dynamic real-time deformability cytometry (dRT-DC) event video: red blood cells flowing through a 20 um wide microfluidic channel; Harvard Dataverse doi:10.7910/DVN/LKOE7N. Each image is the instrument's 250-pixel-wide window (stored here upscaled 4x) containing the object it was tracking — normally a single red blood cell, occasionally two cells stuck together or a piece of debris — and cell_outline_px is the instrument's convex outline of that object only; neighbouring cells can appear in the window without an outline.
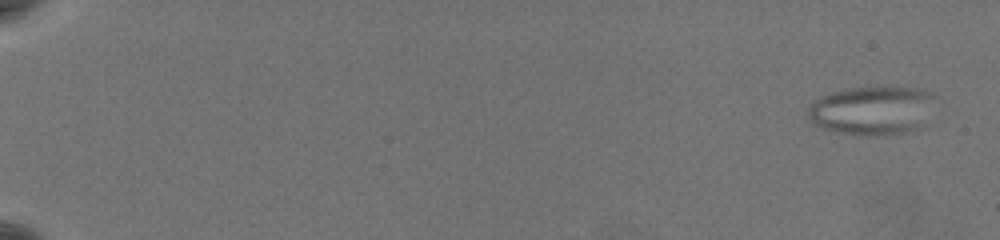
{"species": "common noctule bat (a hibernating species)", "species_latin": "Nyctalus noctula", "temperature_condition": "warm", "stored_images_in_passage": 62, "camera_frame_rate_fps": 3000, "um_per_image_px": 0.085, "animal": {"sex": "female", "body_mass_g": 19.5, "forearm_length_mm": 54.1}, "frame": {"image": 1, "passage_image": 3, "time_ms": 0.667, "image_size_px": [1000, 240], "cell_outline_px": [[932, 96], [916, 128], [904, 132], [868, 136], [836, 132], [820, 128], [812, 124], [808, 116], [808, 108], [820, 96], [832, 92], [852, 88], [924, 88], [932, 92]], "centroid_in_image_um": [73.97, 9.39], "position_along_channel_um": 11.0, "area_um2": 34.85}}
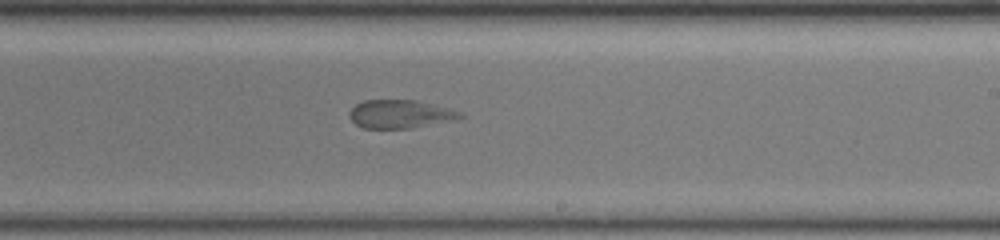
{"frame": {"image": 2, "passage_image": 41, "time_ms": 13.333, "image_size_px": [1000, 240], "cell_outline_px": [[464, 116], [448, 120], [412, 128], [364, 128], [356, 124], [348, 116], [348, 112], [356, 104], [364, 100], [416, 100], [460, 112]], "centroid_in_image_um": [33.91, 9.69], "position_along_channel_um": 255.1, "area_um2": 17.8}}
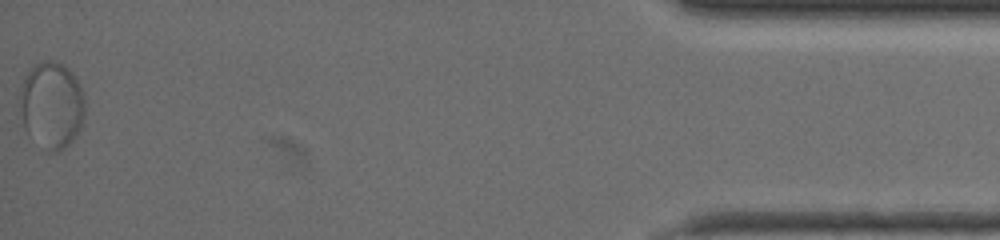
{"frame": {"image": 3, "passage_image": 62, "time_ms": 20.333, "image_size_px": [1000, 240], "cell_outline_px": [[84, 116], [80, 128], [76, 136], [64, 148], [56, 152], [48, 152], [28, 136], [24, 128], [20, 104], [24, 80], [28, 72], [36, 64], [44, 60], [52, 60], [68, 68], [72, 72], [84, 96]], "centroid_in_image_um": [4.4, 8.97], "position_along_channel_um": 430.8, "area_um2": 32.54}}